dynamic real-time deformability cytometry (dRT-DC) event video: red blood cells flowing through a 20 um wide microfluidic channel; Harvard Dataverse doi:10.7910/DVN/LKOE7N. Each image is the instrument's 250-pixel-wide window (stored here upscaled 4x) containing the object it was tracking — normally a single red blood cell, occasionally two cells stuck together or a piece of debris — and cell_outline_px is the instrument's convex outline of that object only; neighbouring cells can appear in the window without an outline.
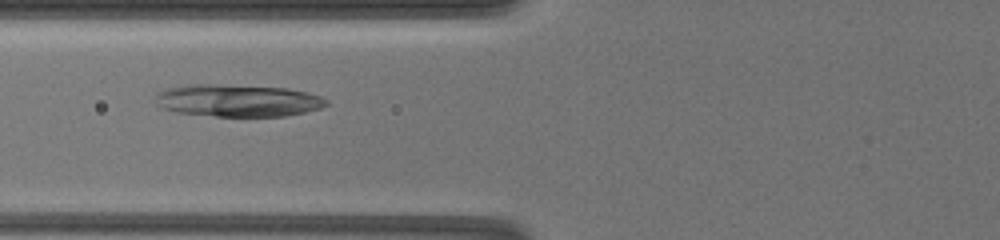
{"species": "common noctule bat (a hibernating species)", "species_latin": "Nyctalus noctula", "temperature_condition": "warm", "stored_images_in_passage": 30, "camera_frame_rate_fps": 3000, "um_per_image_px": 0.085, "animal": {"sex": "female", "body_mass_g": 19.5, "forearm_length_mm": 54.1}, "frame": {"image": 1, "passage_image": 4, "time_ms": 2.333, "image_size_px": [1000, 240], "cell_outline_px": [[328, 104], [320, 108], [304, 112], [284, 116], [216, 116], [176, 112], [164, 108], [156, 104], [156, 92], [164, 88], [180, 84], [220, 84], [288, 88], [308, 92], [320, 96], [328, 100]], "centroid_in_image_um": [20.17, 8.52], "position_along_channel_um": 105.6, "area_um2": 32.43}}
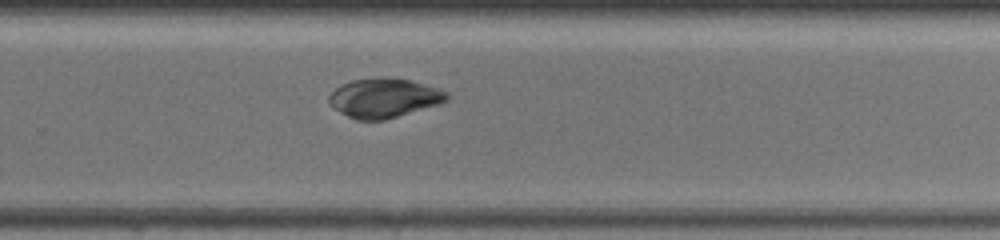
{"frame": {"image": 2, "passage_image": 12, "time_ms": 8.0, "image_size_px": [1000, 240], "cell_outline_px": [[448, 100], [440, 104], [384, 120], [356, 120], [332, 108], [328, 100], [328, 96], [340, 84], [352, 80], [380, 76], [388, 76], [408, 80], [440, 88], [448, 92]], "centroid_in_image_um": [32.63, 8.31], "position_along_channel_um": 297.2, "area_um2": 27.28}}
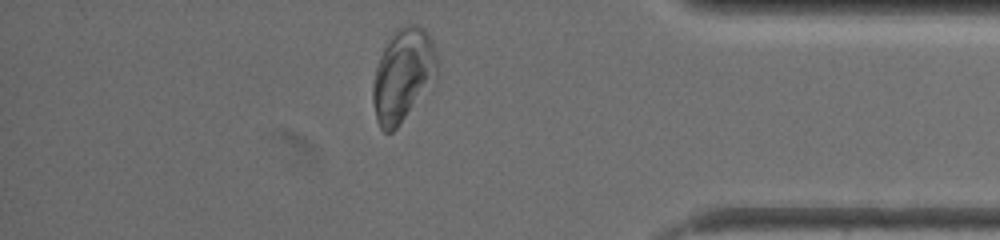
{"frame": {"image": 3, "passage_image": 23, "time_ms": 11.667, "image_size_px": [1000, 240], "cell_outline_px": [[440, 76], [396, 128], [392, 132], [384, 132], [380, 128], [376, 120], [372, 100], [372, 84], [376, 68], [380, 56], [388, 40], [404, 24], [416, 24], [424, 28], [428, 32], [432, 40], [436, 52]], "centroid_in_image_um": [34.29, 6.39], "position_along_channel_um": 400.9, "area_um2": 35.2}}